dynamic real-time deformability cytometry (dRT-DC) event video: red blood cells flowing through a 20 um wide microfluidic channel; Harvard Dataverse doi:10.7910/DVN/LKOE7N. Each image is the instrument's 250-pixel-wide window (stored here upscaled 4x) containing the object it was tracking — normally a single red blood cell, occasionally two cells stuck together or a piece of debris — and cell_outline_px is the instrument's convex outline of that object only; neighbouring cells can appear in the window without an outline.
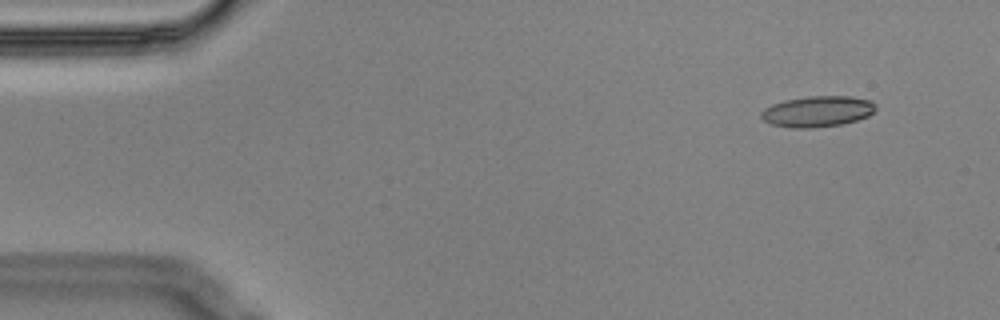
{"species": "Egyptian fruit bat (a non-hibernating species)", "species_latin": "Rousettus aegyptiacus", "temperature_condition": "cold", "stored_images_in_passage": 4, "camera_frame_rate_fps": 3000, "um_per_image_px": 0.085, "animal": {"sex": "male"}, "frame": {"image": 1, "passage_image": 1, "time_ms": 0.0, "image_size_px": [1000, 320], "cell_outline_px": [[876, 108], [868, 116], [844, 124], [812, 128], [792, 128], [772, 124], [764, 120], [760, 116], [760, 112], [764, 108], [772, 104], [784, 100], [808, 96], [852, 96], [872, 100], [876, 104]], "centroid_in_image_um": [69.49, 9.46], "position_along_channel_um": 15.5, "area_um2": 20.81}}